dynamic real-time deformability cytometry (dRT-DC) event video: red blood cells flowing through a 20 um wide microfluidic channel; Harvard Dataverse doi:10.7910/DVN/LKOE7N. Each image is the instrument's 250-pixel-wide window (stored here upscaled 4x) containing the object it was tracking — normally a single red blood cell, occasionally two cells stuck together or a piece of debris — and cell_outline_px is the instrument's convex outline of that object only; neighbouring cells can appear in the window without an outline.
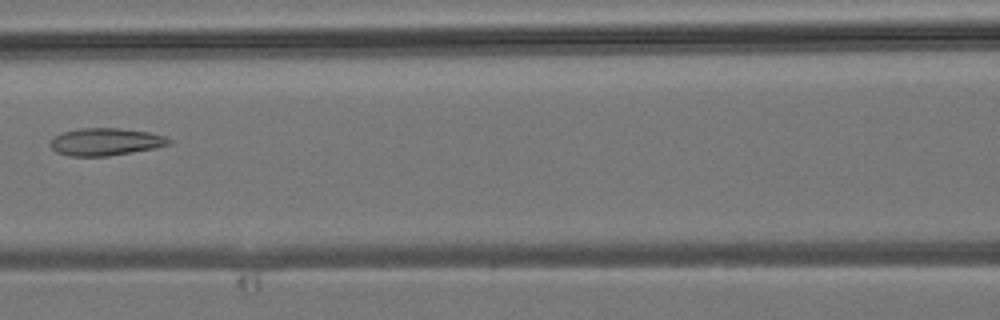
{"species": "common noctule bat (a hibernating species)", "species_latin": "Nyctalus noctula", "temperature_condition": "room temperature", "stored_images_in_passage": 8, "camera_frame_rate_fps": 3000, "um_per_image_px": 0.085, "animal": {"sex": "male", "body_mass_g": 19.2, "forearm_length_mm": 51.8}, "frame": {"image": 1, "passage_image": 7, "time_ms": 7.0, "image_size_px": [1000, 320], "cell_outline_px": [[172, 144], [152, 148], [108, 156], [72, 156], [56, 152], [48, 144], [56, 136], [64, 132], [80, 128], [116, 128], [148, 132], [164, 136], [172, 140]], "centroid_in_image_um": [8.97, 12.05], "position_along_channel_um": 157.6, "area_um2": 18.67}}
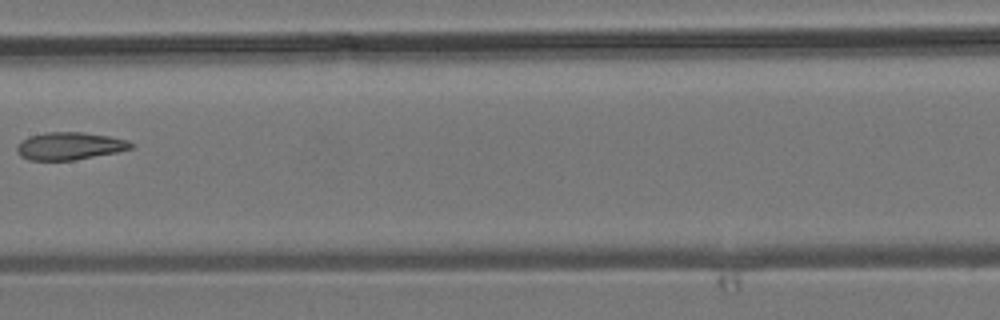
{"frame": {"image": 2, "passage_image": 8, "time_ms": 8.0, "image_size_px": [1000, 320], "cell_outline_px": [[136, 144], [132, 148], [116, 152], [72, 160], [28, 160], [20, 156], [16, 152], [16, 148], [20, 140], [28, 136], [44, 132], [84, 132], [108, 136], [128, 140]], "centroid_in_image_um": [5.88, 12.4], "position_along_channel_um": 201.5, "area_um2": 18.44}}